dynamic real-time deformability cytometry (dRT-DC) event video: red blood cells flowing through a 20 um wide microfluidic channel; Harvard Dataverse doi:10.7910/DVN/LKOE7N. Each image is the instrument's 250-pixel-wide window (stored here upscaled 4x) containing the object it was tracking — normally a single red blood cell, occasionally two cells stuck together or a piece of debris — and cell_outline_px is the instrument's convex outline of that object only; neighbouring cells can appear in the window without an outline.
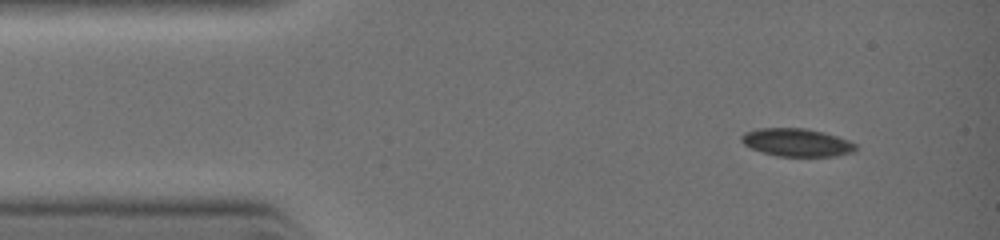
{"species": "common noctule bat (a hibernating species)", "species_latin": "Nyctalus noctula", "temperature_condition": "warm", "stored_images_in_passage": 21, "camera_frame_rate_fps": 3000, "um_per_image_px": 0.085, "animal": {"sex": "female", "body_mass_g": 19.0, "forearm_length_mm": 51.5}, "frame": {"image": 1, "passage_image": 1, "time_ms": 0.0, "image_size_px": [1000, 240], "cell_outline_px": [[856, 148], [848, 152], [832, 156], [780, 156], [764, 152], [752, 148], [744, 144], [740, 140], [740, 136], [744, 132], [760, 128], [804, 128], [824, 132], [848, 140], [856, 144]], "centroid_in_image_um": [67.67, 12.09], "position_along_channel_um": 17.3, "area_um2": 18.26}}
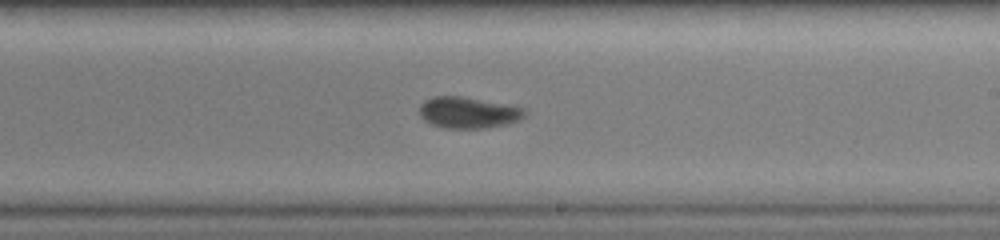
{"frame": {"image": 2, "passage_image": 10, "time_ms": 5.333, "image_size_px": [1000, 240], "cell_outline_px": [[524, 116], [516, 120], [504, 124], [484, 128], [444, 128], [432, 124], [424, 120], [420, 116], [420, 104], [424, 100], [432, 96], [460, 96], [524, 108]], "centroid_in_image_um": [39.71, 9.56], "position_along_channel_um": 249.3, "area_um2": 18.79}}
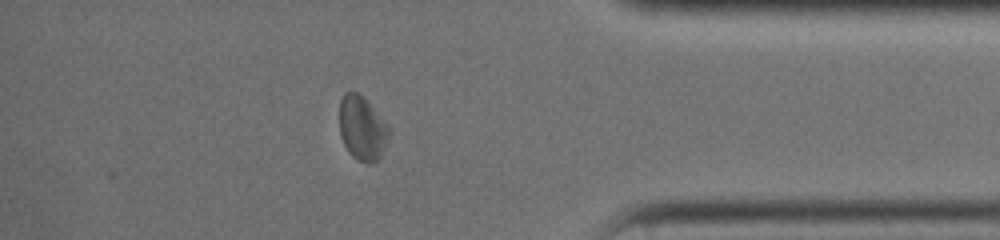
{"frame": {"image": 3, "passage_image": 17, "time_ms": 8.333, "image_size_px": [1000, 240], "cell_outline_px": [[388, 136], [380, 156], [372, 164], [368, 164], [352, 156], [348, 152], [340, 136], [340, 100], [344, 92], [356, 92], [372, 108], [388, 128]], "centroid_in_image_um": [30.73, 10.93], "position_along_channel_um": 404.5, "area_um2": 17.74}}